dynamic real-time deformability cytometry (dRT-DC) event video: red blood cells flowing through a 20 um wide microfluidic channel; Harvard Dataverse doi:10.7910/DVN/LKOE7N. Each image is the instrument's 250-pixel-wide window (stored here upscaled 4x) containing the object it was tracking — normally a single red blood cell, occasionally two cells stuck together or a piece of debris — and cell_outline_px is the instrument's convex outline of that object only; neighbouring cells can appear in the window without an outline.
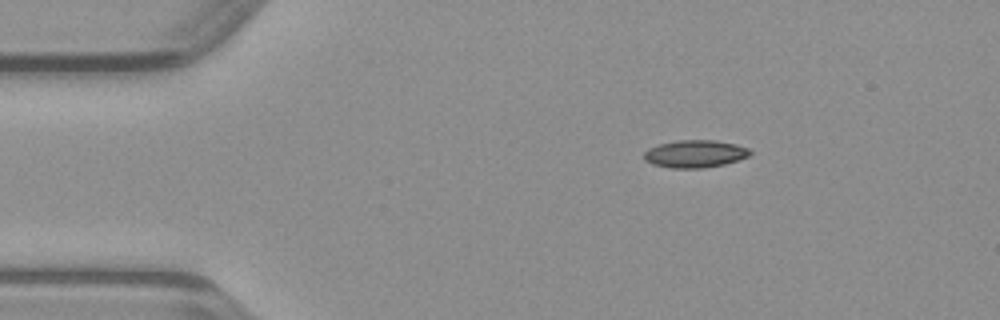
{"species": "common noctule bat (a hibernating species)", "species_latin": "Nyctalus noctula", "temperature_condition": "warm", "stored_images_in_passage": 41, "camera_frame_rate_fps": 3000, "um_per_image_px": 0.085, "animal": {"sex": "male", "body_mass_g": 23.1, "forearm_length_mm": 52.7}, "frame": {"image": 1, "passage_image": 1, "time_ms": 0.0, "image_size_px": [1000, 320], "cell_outline_px": [[752, 152], [748, 156], [724, 164], [700, 168], [672, 168], [652, 164], [644, 160], [644, 152], [648, 148], [660, 144], [680, 140], [716, 140], [736, 144], [748, 148]], "centroid_in_image_um": [59.06, 13.07], "position_along_channel_um": 25.9, "area_um2": 16.88}}
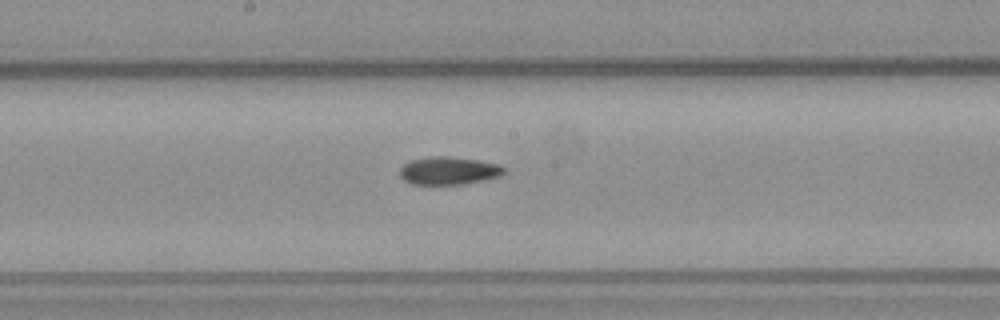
{"frame": {"image": 2, "passage_image": 18, "time_ms": 5.667, "image_size_px": [1000, 320], "cell_outline_px": [[504, 172], [500, 176], [484, 180], [464, 184], [412, 184], [404, 180], [400, 176], [400, 168], [404, 164], [412, 160], [432, 156], [448, 156], [476, 160], [500, 164], [504, 168]], "centroid_in_image_um": [38.14, 14.51], "position_along_channel_um": 210.1, "area_um2": 16.82}}
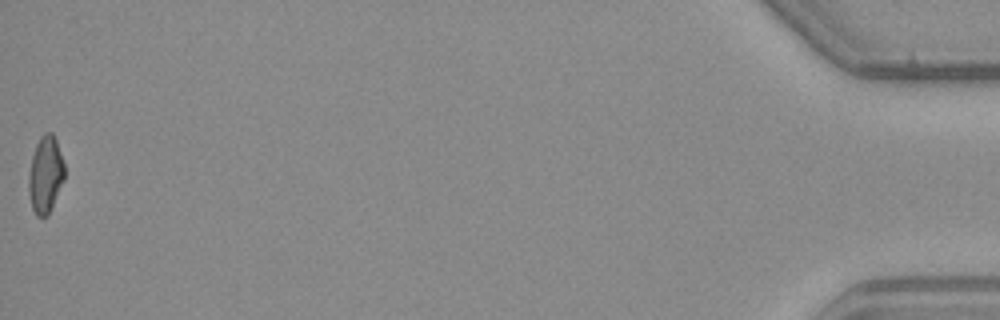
{"frame": {"image": 3, "passage_image": 41, "time_ms": 13.333, "image_size_px": [1000, 320], "cell_outline_px": [[64, 180], [48, 216], [36, 216], [32, 208], [28, 188], [28, 176], [32, 156], [36, 144], [40, 136], [44, 132], [52, 132], [56, 140], [64, 164]], "centroid_in_image_um": [3.86, 14.84], "position_along_channel_um": 431.3, "area_um2": 16.07}}